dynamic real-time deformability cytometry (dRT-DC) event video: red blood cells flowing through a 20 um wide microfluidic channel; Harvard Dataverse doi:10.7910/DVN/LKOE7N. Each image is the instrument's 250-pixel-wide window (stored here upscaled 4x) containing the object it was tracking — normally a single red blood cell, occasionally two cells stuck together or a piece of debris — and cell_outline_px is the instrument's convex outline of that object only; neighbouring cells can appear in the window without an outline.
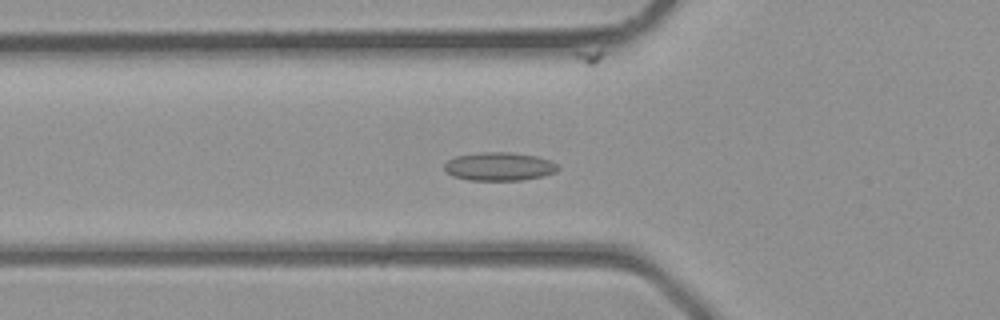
{"species": "common noctule bat (a hibernating species)", "species_latin": "Nyctalus noctula", "temperature_condition": "room temperature", "stored_images_in_passage": 36, "camera_frame_rate_fps": 3000, "um_per_image_px": 0.085, "animal": {"sex": "male", "body_mass_g": 23.1, "forearm_length_mm": 52.7}, "frame": {"image": 1, "passage_image": 11, "time_ms": 3.333, "image_size_px": [1000, 320], "cell_outline_px": [[560, 168], [556, 172], [544, 176], [520, 180], [468, 180], [452, 176], [444, 168], [444, 164], [448, 160], [456, 156], [484, 152], [512, 152], [536, 156], [552, 160]], "centroid_in_image_um": [42.46, 14.15], "position_along_channel_um": 83.3, "area_um2": 18.84}}
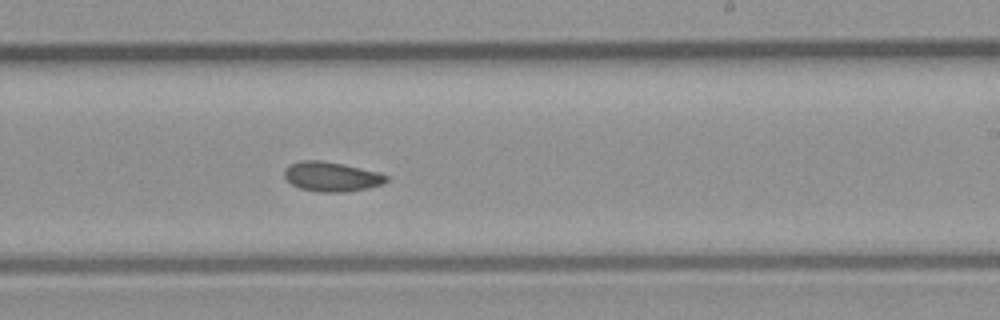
{"frame": {"image": 2, "passage_image": 21, "time_ms": 6.667, "image_size_px": [1000, 320], "cell_outline_px": [[388, 180], [384, 184], [368, 188], [344, 192], [316, 192], [300, 188], [292, 184], [284, 176], [284, 168], [300, 160], [320, 160], [344, 164], [376, 172], [388, 176]], "centroid_in_image_um": [28.17, 15.02], "position_along_channel_um": 260.8, "area_um2": 17.57}}
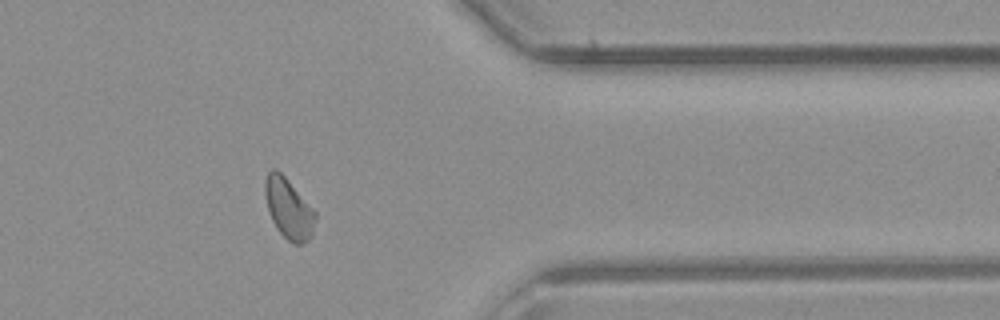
{"frame": {"image": 3, "passage_image": 29, "time_ms": 9.333, "image_size_px": [1000, 320], "cell_outline_px": [[316, 216], [312, 232], [308, 240], [300, 244], [296, 244], [288, 240], [276, 228], [272, 220], [268, 208], [264, 192], [264, 184], [268, 172], [272, 168], [276, 168], [288, 180], [316, 212]], "centroid_in_image_um": [24.52, 17.71], "position_along_channel_um": 386.9, "area_um2": 17.4}}